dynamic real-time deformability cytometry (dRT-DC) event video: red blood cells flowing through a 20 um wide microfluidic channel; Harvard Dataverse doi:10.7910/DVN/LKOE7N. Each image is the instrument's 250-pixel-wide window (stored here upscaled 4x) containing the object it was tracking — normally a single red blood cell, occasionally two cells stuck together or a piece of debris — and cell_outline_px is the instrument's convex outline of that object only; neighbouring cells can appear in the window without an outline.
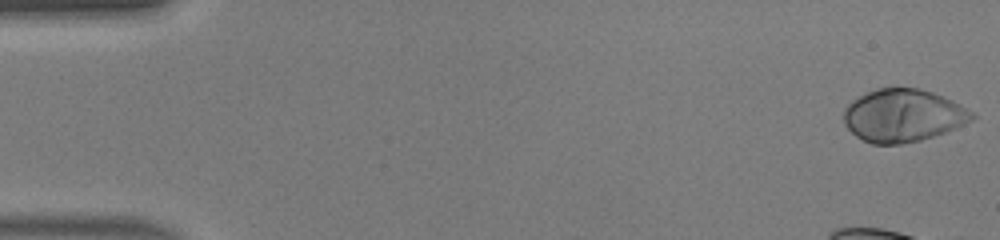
{"species": "human", "species_latin": "Homo sapiens", "temperature_condition": "warm", "stored_images_in_passage": 13, "camera_frame_rate_fps": 3000, "um_per_image_px": 0.085, "donor": {"sex": "male"}, "frame": {"image": 1, "passage_image": 1, "time_ms": 0.0, "image_size_px": [1000, 240], "cell_outline_px": [[976, 116], [972, 120], [956, 128], [920, 140], [900, 144], [872, 144], [856, 136], [844, 124], [844, 108], [852, 100], [876, 88], [920, 88], [932, 92], [952, 100], [960, 104], [972, 112]], "centroid_in_image_um": [76.75, 9.82], "position_along_channel_um": 8.3, "area_um2": 39.19}}
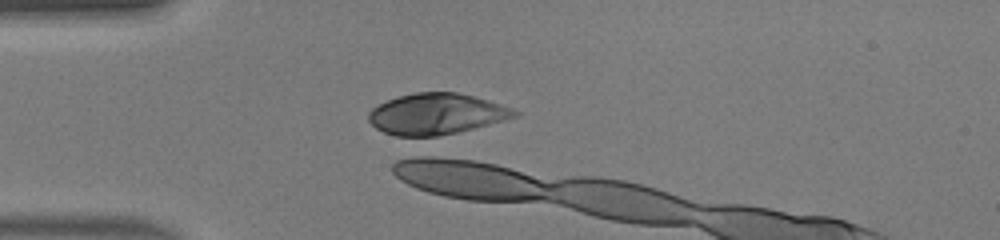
{"frame": {"image": 2, "passage_image": 13, "time_ms": 4.0, "image_size_px": [1000, 240], "cell_outline_px": [[520, 116], [428, 140], [420, 140], [396, 136], [384, 132], [376, 128], [368, 120], [368, 112], [372, 108], [396, 96], [416, 92], [456, 92], [488, 100], [512, 108], [520, 112]], "centroid_in_image_um": [37.07, 9.73], "position_along_channel_um": 47.9, "area_um2": 35.78}}